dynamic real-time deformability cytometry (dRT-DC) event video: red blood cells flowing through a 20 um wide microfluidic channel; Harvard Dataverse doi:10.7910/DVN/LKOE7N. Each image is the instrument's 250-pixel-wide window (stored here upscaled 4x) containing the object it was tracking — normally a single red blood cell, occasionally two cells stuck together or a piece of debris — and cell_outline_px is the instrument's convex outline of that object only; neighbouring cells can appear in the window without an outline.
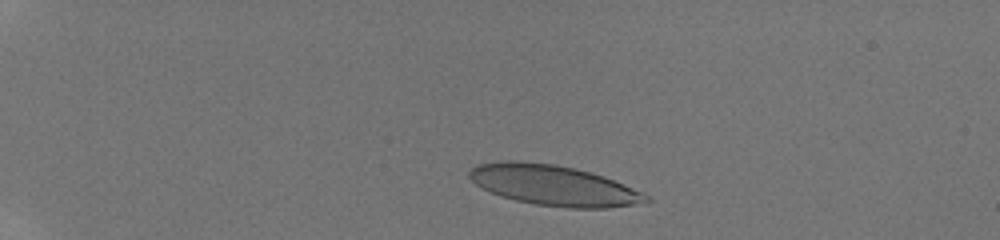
{"species": "human", "species_latin": "Homo sapiens", "temperature_condition": "room temperature", "stored_images_in_passage": 56, "camera_frame_rate_fps": 3000, "um_per_image_px": 0.085, "donor": {"sex": "male"}, "frame": {"image": 1, "passage_image": 7, "time_ms": 1.333, "image_size_px": [1000, 240], "cell_outline_px": [[652, 200], [648, 204], [604, 208], [568, 208], [536, 204], [516, 200], [500, 196], [476, 184], [468, 176], [468, 172], [476, 164], [500, 160], [516, 160], [556, 164], [604, 176], [640, 192], [648, 196]], "centroid_in_image_um": [47.06, 15.75], "position_along_channel_um": 37.9, "area_um2": 41.62}}
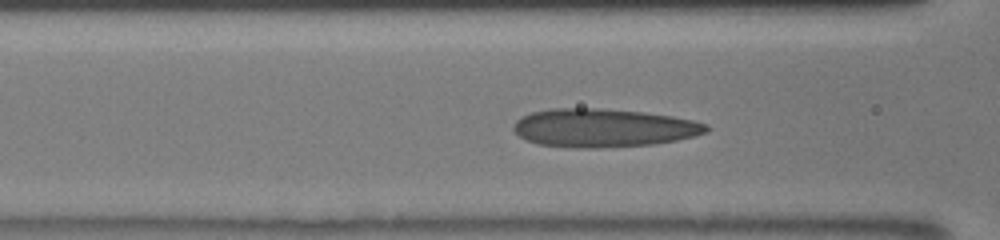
{"frame": {"image": 2, "passage_image": 26, "time_ms": 5.333, "image_size_px": [1000, 240], "cell_outline_px": [[708, 132], [676, 140], [652, 144], [596, 148], [572, 148], [536, 144], [520, 136], [512, 128], [512, 124], [520, 116], [532, 112], [552, 108], [600, 108], [644, 112], [672, 116], [692, 120], [708, 124]], "centroid_in_image_um": [51.25, 10.87], "position_along_channel_um": 115.4, "area_um2": 43.23}}
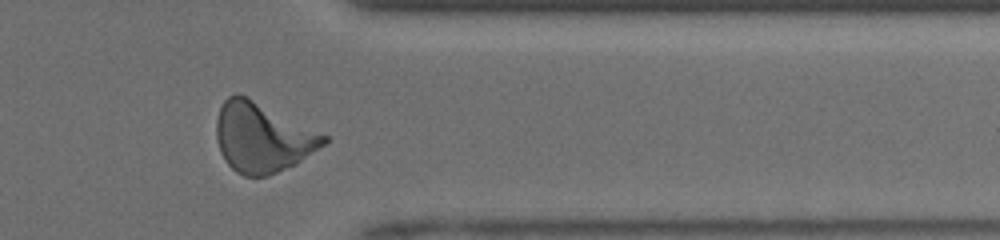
{"frame": {"image": 3, "passage_image": 47, "time_ms": 12.0, "image_size_px": [1000, 240], "cell_outline_px": [[328, 140], [324, 144], [296, 164], [268, 176], [244, 176], [236, 172], [224, 160], [220, 152], [216, 140], [216, 120], [220, 108], [224, 100], [228, 96], [236, 92], [328, 136]], "centroid_in_image_um": [22.25, 11.71], "position_along_channel_um": 389.1, "area_um2": 43.0}, "authors_computed_cell_mechanics": {"area_um2": 41.4426, "velocity_mm_per_s": 4.1417, "shape_relaxation_time_tau1_ms": 5.4894, "shape_relaxation_time_tau2_ms": 0.8118, "deformation_change_tau1": 0.2172, "deformation_change_tau2": 0.0829}}